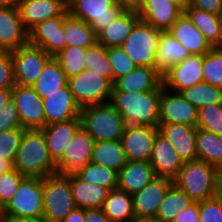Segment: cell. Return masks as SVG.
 Listing matches in <instances>:
<instances>
[{
	"label": "cell",
	"instance_id": "1",
	"mask_svg": "<svg viewBox=\"0 0 222 222\" xmlns=\"http://www.w3.org/2000/svg\"><path fill=\"white\" fill-rule=\"evenodd\" d=\"M13 168L25 177L44 178L57 173L40 129L24 130Z\"/></svg>",
	"mask_w": 222,
	"mask_h": 222
},
{
	"label": "cell",
	"instance_id": "2",
	"mask_svg": "<svg viewBox=\"0 0 222 222\" xmlns=\"http://www.w3.org/2000/svg\"><path fill=\"white\" fill-rule=\"evenodd\" d=\"M163 84L153 91L112 92L110 103L122 115L126 125L158 127L159 102Z\"/></svg>",
	"mask_w": 222,
	"mask_h": 222
},
{
	"label": "cell",
	"instance_id": "3",
	"mask_svg": "<svg viewBox=\"0 0 222 222\" xmlns=\"http://www.w3.org/2000/svg\"><path fill=\"white\" fill-rule=\"evenodd\" d=\"M81 127L96 141L121 139L126 124L110 102L82 107Z\"/></svg>",
	"mask_w": 222,
	"mask_h": 222
},
{
	"label": "cell",
	"instance_id": "4",
	"mask_svg": "<svg viewBox=\"0 0 222 222\" xmlns=\"http://www.w3.org/2000/svg\"><path fill=\"white\" fill-rule=\"evenodd\" d=\"M215 175V166L196 159L183 162L173 183L194 202H200L215 196Z\"/></svg>",
	"mask_w": 222,
	"mask_h": 222
},
{
	"label": "cell",
	"instance_id": "5",
	"mask_svg": "<svg viewBox=\"0 0 222 222\" xmlns=\"http://www.w3.org/2000/svg\"><path fill=\"white\" fill-rule=\"evenodd\" d=\"M75 208L69 178L58 173L43 178V219L46 222H61Z\"/></svg>",
	"mask_w": 222,
	"mask_h": 222
},
{
	"label": "cell",
	"instance_id": "6",
	"mask_svg": "<svg viewBox=\"0 0 222 222\" xmlns=\"http://www.w3.org/2000/svg\"><path fill=\"white\" fill-rule=\"evenodd\" d=\"M161 31L139 20L121 47L136 66L156 68V50Z\"/></svg>",
	"mask_w": 222,
	"mask_h": 222
},
{
	"label": "cell",
	"instance_id": "7",
	"mask_svg": "<svg viewBox=\"0 0 222 222\" xmlns=\"http://www.w3.org/2000/svg\"><path fill=\"white\" fill-rule=\"evenodd\" d=\"M68 86L80 108L110 102L113 88L105 77L88 69L68 78Z\"/></svg>",
	"mask_w": 222,
	"mask_h": 222
},
{
	"label": "cell",
	"instance_id": "8",
	"mask_svg": "<svg viewBox=\"0 0 222 222\" xmlns=\"http://www.w3.org/2000/svg\"><path fill=\"white\" fill-rule=\"evenodd\" d=\"M5 214L43 218V178L25 177L5 207Z\"/></svg>",
	"mask_w": 222,
	"mask_h": 222
},
{
	"label": "cell",
	"instance_id": "9",
	"mask_svg": "<svg viewBox=\"0 0 222 222\" xmlns=\"http://www.w3.org/2000/svg\"><path fill=\"white\" fill-rule=\"evenodd\" d=\"M95 141L80 127L64 147L62 157L56 162L57 173L64 178L78 177L84 166L91 162Z\"/></svg>",
	"mask_w": 222,
	"mask_h": 222
},
{
	"label": "cell",
	"instance_id": "10",
	"mask_svg": "<svg viewBox=\"0 0 222 222\" xmlns=\"http://www.w3.org/2000/svg\"><path fill=\"white\" fill-rule=\"evenodd\" d=\"M124 10L116 0H73L68 13L88 23L96 34L106 28Z\"/></svg>",
	"mask_w": 222,
	"mask_h": 222
},
{
	"label": "cell",
	"instance_id": "11",
	"mask_svg": "<svg viewBox=\"0 0 222 222\" xmlns=\"http://www.w3.org/2000/svg\"><path fill=\"white\" fill-rule=\"evenodd\" d=\"M11 55L15 84L24 86H32L52 58L41 47L30 43L12 51Z\"/></svg>",
	"mask_w": 222,
	"mask_h": 222
},
{
	"label": "cell",
	"instance_id": "12",
	"mask_svg": "<svg viewBox=\"0 0 222 222\" xmlns=\"http://www.w3.org/2000/svg\"><path fill=\"white\" fill-rule=\"evenodd\" d=\"M14 100L25 130L42 129L46 126L42 98L32 86L17 85L12 88Z\"/></svg>",
	"mask_w": 222,
	"mask_h": 222
},
{
	"label": "cell",
	"instance_id": "13",
	"mask_svg": "<svg viewBox=\"0 0 222 222\" xmlns=\"http://www.w3.org/2000/svg\"><path fill=\"white\" fill-rule=\"evenodd\" d=\"M203 55L190 54L182 62L171 66L162 74L163 86L173 92L201 83L203 79Z\"/></svg>",
	"mask_w": 222,
	"mask_h": 222
},
{
	"label": "cell",
	"instance_id": "14",
	"mask_svg": "<svg viewBox=\"0 0 222 222\" xmlns=\"http://www.w3.org/2000/svg\"><path fill=\"white\" fill-rule=\"evenodd\" d=\"M68 14L66 9L61 15L36 24L28 31V43L41 47L55 57L66 47L63 21Z\"/></svg>",
	"mask_w": 222,
	"mask_h": 222
},
{
	"label": "cell",
	"instance_id": "15",
	"mask_svg": "<svg viewBox=\"0 0 222 222\" xmlns=\"http://www.w3.org/2000/svg\"><path fill=\"white\" fill-rule=\"evenodd\" d=\"M158 127L126 125L121 142L127 161H150Z\"/></svg>",
	"mask_w": 222,
	"mask_h": 222
},
{
	"label": "cell",
	"instance_id": "16",
	"mask_svg": "<svg viewBox=\"0 0 222 222\" xmlns=\"http://www.w3.org/2000/svg\"><path fill=\"white\" fill-rule=\"evenodd\" d=\"M197 113L198 109L181 93L170 91L165 87L161 89L159 123H179L196 127Z\"/></svg>",
	"mask_w": 222,
	"mask_h": 222
},
{
	"label": "cell",
	"instance_id": "17",
	"mask_svg": "<svg viewBox=\"0 0 222 222\" xmlns=\"http://www.w3.org/2000/svg\"><path fill=\"white\" fill-rule=\"evenodd\" d=\"M173 180L155 177L139 192L132 195L136 220L155 219L159 205L163 201Z\"/></svg>",
	"mask_w": 222,
	"mask_h": 222
},
{
	"label": "cell",
	"instance_id": "18",
	"mask_svg": "<svg viewBox=\"0 0 222 222\" xmlns=\"http://www.w3.org/2000/svg\"><path fill=\"white\" fill-rule=\"evenodd\" d=\"M28 43L18 7H0V51L12 52Z\"/></svg>",
	"mask_w": 222,
	"mask_h": 222
},
{
	"label": "cell",
	"instance_id": "19",
	"mask_svg": "<svg viewBox=\"0 0 222 222\" xmlns=\"http://www.w3.org/2000/svg\"><path fill=\"white\" fill-rule=\"evenodd\" d=\"M197 127L179 123H159L158 132L175 148L183 162L197 159Z\"/></svg>",
	"mask_w": 222,
	"mask_h": 222
},
{
	"label": "cell",
	"instance_id": "20",
	"mask_svg": "<svg viewBox=\"0 0 222 222\" xmlns=\"http://www.w3.org/2000/svg\"><path fill=\"white\" fill-rule=\"evenodd\" d=\"M42 102L46 125L79 118L81 108L75 101L68 84L57 92L47 94V97L42 98Z\"/></svg>",
	"mask_w": 222,
	"mask_h": 222
},
{
	"label": "cell",
	"instance_id": "21",
	"mask_svg": "<svg viewBox=\"0 0 222 222\" xmlns=\"http://www.w3.org/2000/svg\"><path fill=\"white\" fill-rule=\"evenodd\" d=\"M163 84L162 74L149 66H136L113 83L112 92H142L157 90Z\"/></svg>",
	"mask_w": 222,
	"mask_h": 222
},
{
	"label": "cell",
	"instance_id": "22",
	"mask_svg": "<svg viewBox=\"0 0 222 222\" xmlns=\"http://www.w3.org/2000/svg\"><path fill=\"white\" fill-rule=\"evenodd\" d=\"M183 12L171 0H144L138 14L141 20L155 29L168 31Z\"/></svg>",
	"mask_w": 222,
	"mask_h": 222
},
{
	"label": "cell",
	"instance_id": "23",
	"mask_svg": "<svg viewBox=\"0 0 222 222\" xmlns=\"http://www.w3.org/2000/svg\"><path fill=\"white\" fill-rule=\"evenodd\" d=\"M155 175L173 180L183 165L173 145L161 134H157L150 158Z\"/></svg>",
	"mask_w": 222,
	"mask_h": 222
},
{
	"label": "cell",
	"instance_id": "24",
	"mask_svg": "<svg viewBox=\"0 0 222 222\" xmlns=\"http://www.w3.org/2000/svg\"><path fill=\"white\" fill-rule=\"evenodd\" d=\"M17 7L27 31L42 21L61 15L66 10L55 0H19Z\"/></svg>",
	"mask_w": 222,
	"mask_h": 222
},
{
	"label": "cell",
	"instance_id": "25",
	"mask_svg": "<svg viewBox=\"0 0 222 222\" xmlns=\"http://www.w3.org/2000/svg\"><path fill=\"white\" fill-rule=\"evenodd\" d=\"M80 127V118H74L54 122L40 129L44 134L50 157L55 163L62 157L64 147Z\"/></svg>",
	"mask_w": 222,
	"mask_h": 222
},
{
	"label": "cell",
	"instance_id": "26",
	"mask_svg": "<svg viewBox=\"0 0 222 222\" xmlns=\"http://www.w3.org/2000/svg\"><path fill=\"white\" fill-rule=\"evenodd\" d=\"M155 177L157 176L149 161H127L118 171V188L133 195Z\"/></svg>",
	"mask_w": 222,
	"mask_h": 222
},
{
	"label": "cell",
	"instance_id": "27",
	"mask_svg": "<svg viewBox=\"0 0 222 222\" xmlns=\"http://www.w3.org/2000/svg\"><path fill=\"white\" fill-rule=\"evenodd\" d=\"M168 31L190 54L205 55L212 49L201 31L184 12Z\"/></svg>",
	"mask_w": 222,
	"mask_h": 222
},
{
	"label": "cell",
	"instance_id": "28",
	"mask_svg": "<svg viewBox=\"0 0 222 222\" xmlns=\"http://www.w3.org/2000/svg\"><path fill=\"white\" fill-rule=\"evenodd\" d=\"M140 20L137 11H123L115 21L97 34V44L105 48L121 46Z\"/></svg>",
	"mask_w": 222,
	"mask_h": 222
},
{
	"label": "cell",
	"instance_id": "29",
	"mask_svg": "<svg viewBox=\"0 0 222 222\" xmlns=\"http://www.w3.org/2000/svg\"><path fill=\"white\" fill-rule=\"evenodd\" d=\"M193 24L204 35L205 40L212 48L222 43V15L207 12L190 5L184 10Z\"/></svg>",
	"mask_w": 222,
	"mask_h": 222
},
{
	"label": "cell",
	"instance_id": "30",
	"mask_svg": "<svg viewBox=\"0 0 222 222\" xmlns=\"http://www.w3.org/2000/svg\"><path fill=\"white\" fill-rule=\"evenodd\" d=\"M189 55L190 52L169 31H161L156 50V69L161 74Z\"/></svg>",
	"mask_w": 222,
	"mask_h": 222
},
{
	"label": "cell",
	"instance_id": "31",
	"mask_svg": "<svg viewBox=\"0 0 222 222\" xmlns=\"http://www.w3.org/2000/svg\"><path fill=\"white\" fill-rule=\"evenodd\" d=\"M71 194L76 208H102L108 189L98 184L87 183L78 177L70 178Z\"/></svg>",
	"mask_w": 222,
	"mask_h": 222
},
{
	"label": "cell",
	"instance_id": "32",
	"mask_svg": "<svg viewBox=\"0 0 222 222\" xmlns=\"http://www.w3.org/2000/svg\"><path fill=\"white\" fill-rule=\"evenodd\" d=\"M101 209L111 222H134L136 220L132 195L119 188L108 191Z\"/></svg>",
	"mask_w": 222,
	"mask_h": 222
},
{
	"label": "cell",
	"instance_id": "33",
	"mask_svg": "<svg viewBox=\"0 0 222 222\" xmlns=\"http://www.w3.org/2000/svg\"><path fill=\"white\" fill-rule=\"evenodd\" d=\"M91 162L118 172L127 163L121 139L96 141Z\"/></svg>",
	"mask_w": 222,
	"mask_h": 222
},
{
	"label": "cell",
	"instance_id": "34",
	"mask_svg": "<svg viewBox=\"0 0 222 222\" xmlns=\"http://www.w3.org/2000/svg\"><path fill=\"white\" fill-rule=\"evenodd\" d=\"M63 29L66 47L76 46L88 49L97 44V34L93 28L70 14L64 18Z\"/></svg>",
	"mask_w": 222,
	"mask_h": 222
},
{
	"label": "cell",
	"instance_id": "35",
	"mask_svg": "<svg viewBox=\"0 0 222 222\" xmlns=\"http://www.w3.org/2000/svg\"><path fill=\"white\" fill-rule=\"evenodd\" d=\"M68 84V78L62 70L59 62L52 57L44 66L39 78L32 85L33 89L41 98L47 94L57 92L58 89Z\"/></svg>",
	"mask_w": 222,
	"mask_h": 222
},
{
	"label": "cell",
	"instance_id": "36",
	"mask_svg": "<svg viewBox=\"0 0 222 222\" xmlns=\"http://www.w3.org/2000/svg\"><path fill=\"white\" fill-rule=\"evenodd\" d=\"M194 201L174 183L168 188L166 195L159 205L154 220L159 222H173L175 217L186 210Z\"/></svg>",
	"mask_w": 222,
	"mask_h": 222
},
{
	"label": "cell",
	"instance_id": "37",
	"mask_svg": "<svg viewBox=\"0 0 222 222\" xmlns=\"http://www.w3.org/2000/svg\"><path fill=\"white\" fill-rule=\"evenodd\" d=\"M197 159L213 166L222 165V136L197 128Z\"/></svg>",
	"mask_w": 222,
	"mask_h": 222
},
{
	"label": "cell",
	"instance_id": "38",
	"mask_svg": "<svg viewBox=\"0 0 222 222\" xmlns=\"http://www.w3.org/2000/svg\"><path fill=\"white\" fill-rule=\"evenodd\" d=\"M197 109L222 103V89L206 82L197 83L180 92Z\"/></svg>",
	"mask_w": 222,
	"mask_h": 222
},
{
	"label": "cell",
	"instance_id": "39",
	"mask_svg": "<svg viewBox=\"0 0 222 222\" xmlns=\"http://www.w3.org/2000/svg\"><path fill=\"white\" fill-rule=\"evenodd\" d=\"M78 178L103 186L109 191L118 188V172L93 162L84 166Z\"/></svg>",
	"mask_w": 222,
	"mask_h": 222
},
{
	"label": "cell",
	"instance_id": "40",
	"mask_svg": "<svg viewBox=\"0 0 222 222\" xmlns=\"http://www.w3.org/2000/svg\"><path fill=\"white\" fill-rule=\"evenodd\" d=\"M85 52L86 49L69 46L54 57L59 62L67 78L78 75L86 69V63L83 60Z\"/></svg>",
	"mask_w": 222,
	"mask_h": 222
},
{
	"label": "cell",
	"instance_id": "41",
	"mask_svg": "<svg viewBox=\"0 0 222 222\" xmlns=\"http://www.w3.org/2000/svg\"><path fill=\"white\" fill-rule=\"evenodd\" d=\"M86 63V69L96 71L102 77H105L113 85V72L106 53V48L96 44L94 47L86 49L83 57Z\"/></svg>",
	"mask_w": 222,
	"mask_h": 222
},
{
	"label": "cell",
	"instance_id": "42",
	"mask_svg": "<svg viewBox=\"0 0 222 222\" xmlns=\"http://www.w3.org/2000/svg\"><path fill=\"white\" fill-rule=\"evenodd\" d=\"M204 82L222 89V49L212 48L203 55Z\"/></svg>",
	"mask_w": 222,
	"mask_h": 222
},
{
	"label": "cell",
	"instance_id": "43",
	"mask_svg": "<svg viewBox=\"0 0 222 222\" xmlns=\"http://www.w3.org/2000/svg\"><path fill=\"white\" fill-rule=\"evenodd\" d=\"M196 127L222 136V103L198 109Z\"/></svg>",
	"mask_w": 222,
	"mask_h": 222
},
{
	"label": "cell",
	"instance_id": "44",
	"mask_svg": "<svg viewBox=\"0 0 222 222\" xmlns=\"http://www.w3.org/2000/svg\"><path fill=\"white\" fill-rule=\"evenodd\" d=\"M106 53L113 72V83L121 76L130 73L136 65L121 46L106 48Z\"/></svg>",
	"mask_w": 222,
	"mask_h": 222
},
{
	"label": "cell",
	"instance_id": "45",
	"mask_svg": "<svg viewBox=\"0 0 222 222\" xmlns=\"http://www.w3.org/2000/svg\"><path fill=\"white\" fill-rule=\"evenodd\" d=\"M24 130L17 128L0 132V158L14 164Z\"/></svg>",
	"mask_w": 222,
	"mask_h": 222
},
{
	"label": "cell",
	"instance_id": "46",
	"mask_svg": "<svg viewBox=\"0 0 222 222\" xmlns=\"http://www.w3.org/2000/svg\"><path fill=\"white\" fill-rule=\"evenodd\" d=\"M25 178L18 170L12 168L6 173L0 174V202L4 206L12 199L20 182Z\"/></svg>",
	"mask_w": 222,
	"mask_h": 222
},
{
	"label": "cell",
	"instance_id": "47",
	"mask_svg": "<svg viewBox=\"0 0 222 222\" xmlns=\"http://www.w3.org/2000/svg\"><path fill=\"white\" fill-rule=\"evenodd\" d=\"M199 222H222V200L215 196L199 202Z\"/></svg>",
	"mask_w": 222,
	"mask_h": 222
},
{
	"label": "cell",
	"instance_id": "48",
	"mask_svg": "<svg viewBox=\"0 0 222 222\" xmlns=\"http://www.w3.org/2000/svg\"><path fill=\"white\" fill-rule=\"evenodd\" d=\"M21 127V120L14 100L11 98L0 108V132Z\"/></svg>",
	"mask_w": 222,
	"mask_h": 222
},
{
	"label": "cell",
	"instance_id": "49",
	"mask_svg": "<svg viewBox=\"0 0 222 222\" xmlns=\"http://www.w3.org/2000/svg\"><path fill=\"white\" fill-rule=\"evenodd\" d=\"M14 86L15 81L11 52L0 51V89H12Z\"/></svg>",
	"mask_w": 222,
	"mask_h": 222
},
{
	"label": "cell",
	"instance_id": "50",
	"mask_svg": "<svg viewBox=\"0 0 222 222\" xmlns=\"http://www.w3.org/2000/svg\"><path fill=\"white\" fill-rule=\"evenodd\" d=\"M189 5L210 13L222 15V0H189Z\"/></svg>",
	"mask_w": 222,
	"mask_h": 222
},
{
	"label": "cell",
	"instance_id": "51",
	"mask_svg": "<svg viewBox=\"0 0 222 222\" xmlns=\"http://www.w3.org/2000/svg\"><path fill=\"white\" fill-rule=\"evenodd\" d=\"M199 202H194L175 217L173 222H199Z\"/></svg>",
	"mask_w": 222,
	"mask_h": 222
},
{
	"label": "cell",
	"instance_id": "52",
	"mask_svg": "<svg viewBox=\"0 0 222 222\" xmlns=\"http://www.w3.org/2000/svg\"><path fill=\"white\" fill-rule=\"evenodd\" d=\"M85 222H111L101 208L85 209Z\"/></svg>",
	"mask_w": 222,
	"mask_h": 222
},
{
	"label": "cell",
	"instance_id": "53",
	"mask_svg": "<svg viewBox=\"0 0 222 222\" xmlns=\"http://www.w3.org/2000/svg\"><path fill=\"white\" fill-rule=\"evenodd\" d=\"M116 3L125 11H139L144 0H116Z\"/></svg>",
	"mask_w": 222,
	"mask_h": 222
},
{
	"label": "cell",
	"instance_id": "54",
	"mask_svg": "<svg viewBox=\"0 0 222 222\" xmlns=\"http://www.w3.org/2000/svg\"><path fill=\"white\" fill-rule=\"evenodd\" d=\"M85 209L75 208L61 222H85Z\"/></svg>",
	"mask_w": 222,
	"mask_h": 222
},
{
	"label": "cell",
	"instance_id": "55",
	"mask_svg": "<svg viewBox=\"0 0 222 222\" xmlns=\"http://www.w3.org/2000/svg\"><path fill=\"white\" fill-rule=\"evenodd\" d=\"M0 222H46L43 218H25L4 214Z\"/></svg>",
	"mask_w": 222,
	"mask_h": 222
},
{
	"label": "cell",
	"instance_id": "56",
	"mask_svg": "<svg viewBox=\"0 0 222 222\" xmlns=\"http://www.w3.org/2000/svg\"><path fill=\"white\" fill-rule=\"evenodd\" d=\"M215 197L222 200V165L216 166Z\"/></svg>",
	"mask_w": 222,
	"mask_h": 222
},
{
	"label": "cell",
	"instance_id": "57",
	"mask_svg": "<svg viewBox=\"0 0 222 222\" xmlns=\"http://www.w3.org/2000/svg\"><path fill=\"white\" fill-rule=\"evenodd\" d=\"M12 98V89H0V108Z\"/></svg>",
	"mask_w": 222,
	"mask_h": 222
},
{
	"label": "cell",
	"instance_id": "58",
	"mask_svg": "<svg viewBox=\"0 0 222 222\" xmlns=\"http://www.w3.org/2000/svg\"><path fill=\"white\" fill-rule=\"evenodd\" d=\"M12 168L13 164L10 161L0 158V174L8 172Z\"/></svg>",
	"mask_w": 222,
	"mask_h": 222
},
{
	"label": "cell",
	"instance_id": "59",
	"mask_svg": "<svg viewBox=\"0 0 222 222\" xmlns=\"http://www.w3.org/2000/svg\"><path fill=\"white\" fill-rule=\"evenodd\" d=\"M18 2L19 0H0V7H15Z\"/></svg>",
	"mask_w": 222,
	"mask_h": 222
},
{
	"label": "cell",
	"instance_id": "60",
	"mask_svg": "<svg viewBox=\"0 0 222 222\" xmlns=\"http://www.w3.org/2000/svg\"><path fill=\"white\" fill-rule=\"evenodd\" d=\"M174 4L179 6L183 11L187 8L189 5V0H171Z\"/></svg>",
	"mask_w": 222,
	"mask_h": 222
},
{
	"label": "cell",
	"instance_id": "61",
	"mask_svg": "<svg viewBox=\"0 0 222 222\" xmlns=\"http://www.w3.org/2000/svg\"><path fill=\"white\" fill-rule=\"evenodd\" d=\"M57 2H59L61 5H63L66 9H68L70 7V5L72 4L73 0H55Z\"/></svg>",
	"mask_w": 222,
	"mask_h": 222
},
{
	"label": "cell",
	"instance_id": "62",
	"mask_svg": "<svg viewBox=\"0 0 222 222\" xmlns=\"http://www.w3.org/2000/svg\"><path fill=\"white\" fill-rule=\"evenodd\" d=\"M5 214V208H4V206L1 204V202H0V219H1V217L3 216Z\"/></svg>",
	"mask_w": 222,
	"mask_h": 222
},
{
	"label": "cell",
	"instance_id": "63",
	"mask_svg": "<svg viewBox=\"0 0 222 222\" xmlns=\"http://www.w3.org/2000/svg\"><path fill=\"white\" fill-rule=\"evenodd\" d=\"M134 222H159L154 219H146V220H135Z\"/></svg>",
	"mask_w": 222,
	"mask_h": 222
}]
</instances>
